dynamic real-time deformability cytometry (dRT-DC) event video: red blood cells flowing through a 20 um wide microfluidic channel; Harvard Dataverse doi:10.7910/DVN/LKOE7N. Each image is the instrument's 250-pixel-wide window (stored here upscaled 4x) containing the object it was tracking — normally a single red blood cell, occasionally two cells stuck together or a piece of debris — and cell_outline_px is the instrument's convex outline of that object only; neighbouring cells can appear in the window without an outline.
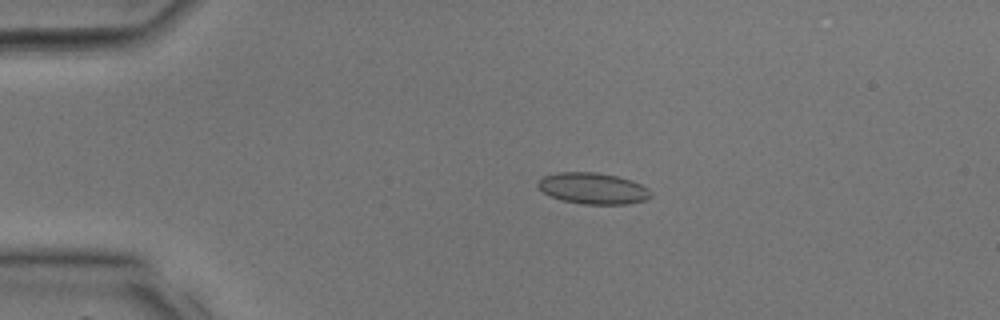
{"species": "common noctule bat (a hibernating species)", "species_latin": "Nyctalus noctula", "temperature_condition": "room temperature", "stored_images_in_passage": 29, "camera_frame_rate_fps": 3000, "um_per_image_px": 0.085, "animal": {"sex": "male", "body_mass_g": 17.9, "forearm_length_mm": 54.2}, "frame": {"image": 1, "passage_image": 1, "time_ms": 0.0, "image_size_px": [1000, 320], "cell_outline_px": [[652, 196], [644, 200], [628, 204], [584, 204], [560, 200], [544, 192], [536, 184], [544, 176], [556, 172], [596, 172], [616, 176], [632, 180], [648, 188], [652, 192]], "centroid_in_image_um": [50.42, 16.01], "position_along_channel_um": 34.6, "area_um2": 20.52}}
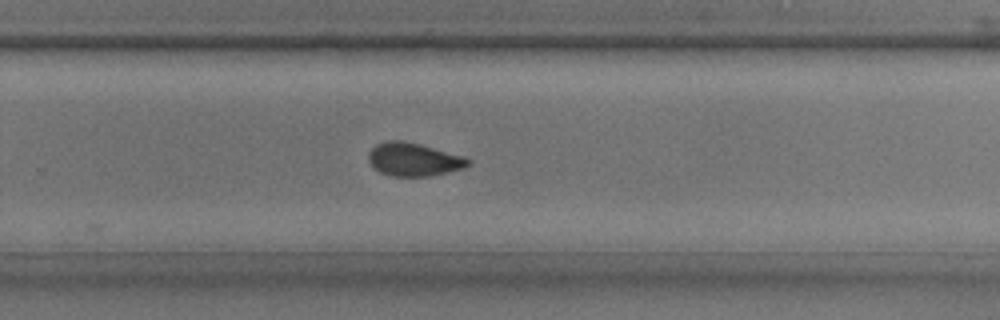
{"frame": {"image": 2, "passage_image": 17, "time_ms": 5.333, "image_size_px": [1000, 320], "cell_outline_px": [[472, 164], [464, 168], [432, 176], [392, 176], [380, 172], [368, 160], [368, 152], [376, 144], [388, 140], [404, 140], [420, 144], [464, 156], [472, 160]], "centroid_in_image_um": [35.2, 13.55], "position_along_channel_um": 294.6, "area_um2": 19.42}}
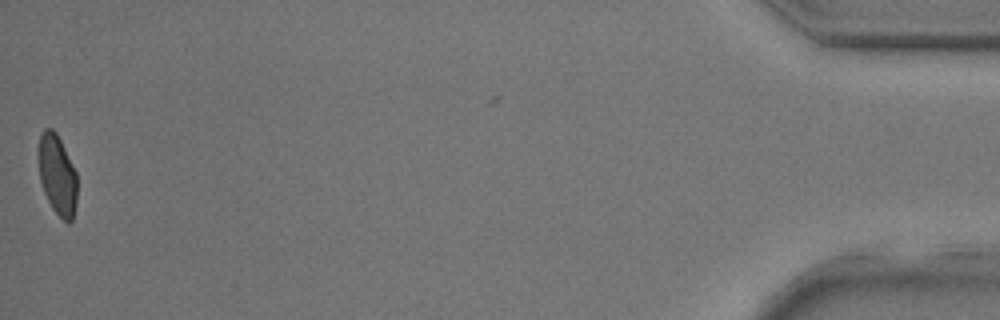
{"frame": {"image": 3, "passage_image": 29, "time_ms": 9.333, "image_size_px": [1000, 320], "cell_outline_px": [[76, 204], [72, 220], [68, 224], [52, 208], [44, 192], [40, 180], [36, 148], [40, 136], [44, 128], [52, 128], [56, 132], [76, 172]], "centroid_in_image_um": [4.83, 14.83], "position_along_channel_um": 430.4, "area_um2": 18.15}}